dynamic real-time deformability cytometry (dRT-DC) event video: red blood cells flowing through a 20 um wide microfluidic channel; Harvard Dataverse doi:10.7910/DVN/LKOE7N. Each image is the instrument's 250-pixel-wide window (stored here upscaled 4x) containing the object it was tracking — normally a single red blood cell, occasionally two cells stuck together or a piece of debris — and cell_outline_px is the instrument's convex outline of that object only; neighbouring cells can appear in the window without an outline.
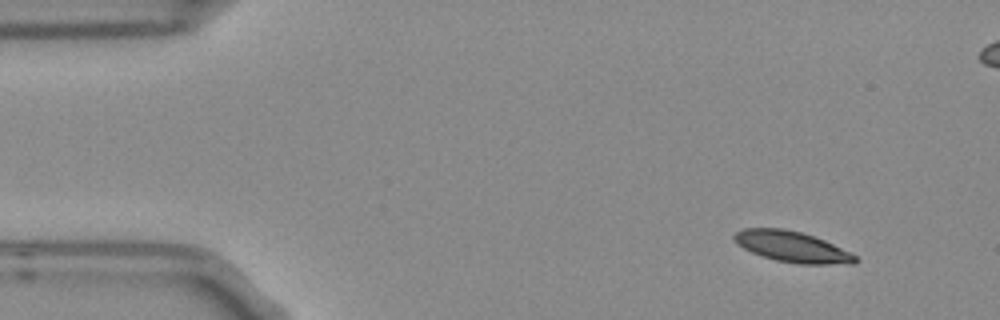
{"species": "Egyptian fruit bat (a non-hibernating species)", "species_latin": "Rousettus aegyptiacus", "temperature_condition": "room temperature", "stored_images_in_passage": 6, "camera_frame_rate_fps": 3000, "um_per_image_px": 0.085, "frame": {"image": 1, "passage_image": 1, "time_ms": 0.0, "image_size_px": [1000, 320], "cell_outline_px": [[860, 260], [852, 264], [800, 264], [776, 260], [752, 252], [744, 248], [732, 236], [736, 232], [744, 228], [784, 228], [800, 232], [824, 240], [852, 252]], "centroid_in_image_um": [67.39, 20.98], "position_along_channel_um": 17.6, "area_um2": 21.56}}
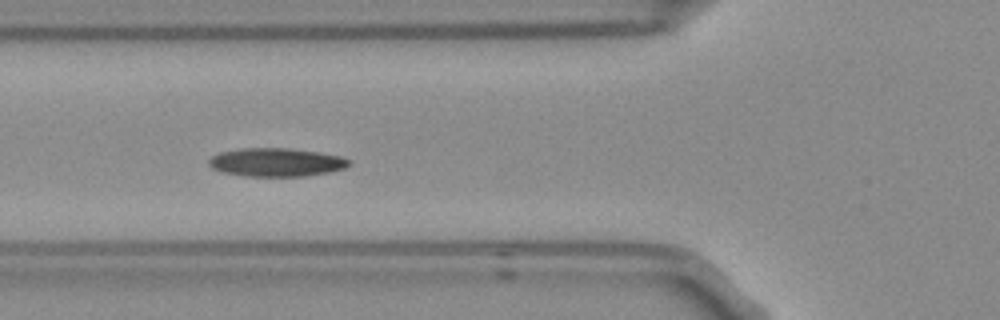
{"frame": {"image": 2, "passage_image": 5, "time_ms": 1.333, "image_size_px": [1000, 320], "cell_outline_px": [[348, 164], [344, 168], [328, 172], [304, 176], [244, 176], [220, 172], [212, 168], [208, 164], [208, 160], [212, 156], [220, 152], [244, 148], [288, 148], [316, 152], [340, 156], [348, 160]], "centroid_in_image_um": [23.4, 13.8], "position_along_channel_um": 102.4, "area_um2": 23.0}}